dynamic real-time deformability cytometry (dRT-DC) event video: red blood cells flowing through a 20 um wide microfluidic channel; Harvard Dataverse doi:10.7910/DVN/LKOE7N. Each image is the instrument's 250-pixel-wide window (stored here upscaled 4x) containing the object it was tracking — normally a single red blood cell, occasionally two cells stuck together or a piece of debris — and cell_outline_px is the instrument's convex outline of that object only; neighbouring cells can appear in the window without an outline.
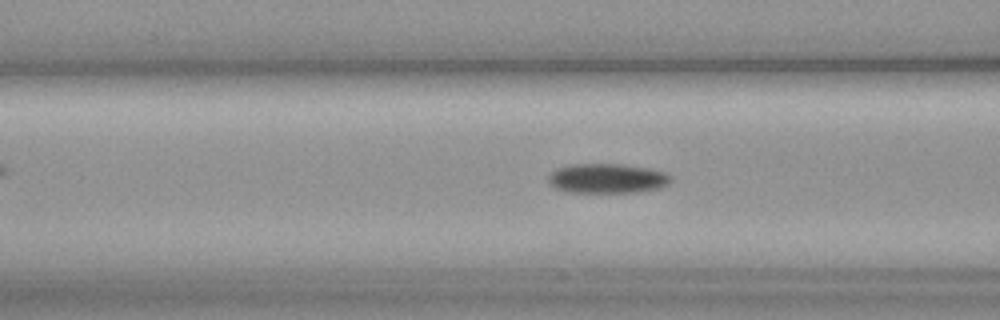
{"species": "common noctule bat (a hibernating species)", "species_latin": "Nyctalus noctula", "temperature_condition": "cold", "stored_images_in_passage": 40, "camera_frame_rate_fps": 3000, "um_per_image_px": 0.085, "animal": {"sex": "female", "body_mass_g": 19.3, "forearm_length_mm": 54.1}, "frame": {"image": 1, "passage_image": 17, "time_ms": 5.333, "image_size_px": [1000, 320], "cell_outline_px": [[668, 184], [660, 188], [636, 192], [564, 192], [548, 184], [548, 176], [556, 168], [572, 164], [620, 164], [648, 168], [664, 172], [668, 176]], "centroid_in_image_um": [51.54, 15.17], "position_along_channel_um": 115.1, "area_um2": 21.04}}
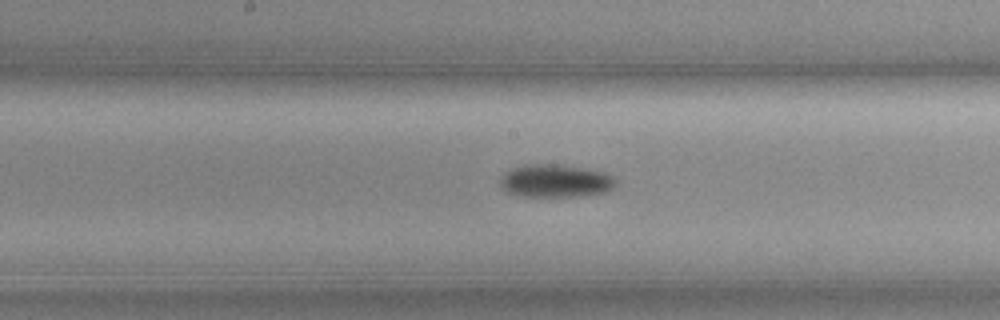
{"frame": {"image": 2, "passage_image": 24, "time_ms": 7.667, "image_size_px": [1000, 320], "cell_outline_px": [[616, 184], [612, 188], [604, 192], [580, 196], [524, 196], [508, 192], [500, 188], [500, 180], [512, 168], [528, 164], [552, 164], [580, 168], [604, 172], [612, 176], [616, 180]], "centroid_in_image_um": [47.21, 15.38], "position_along_channel_um": 201.0, "area_um2": 21.73}}
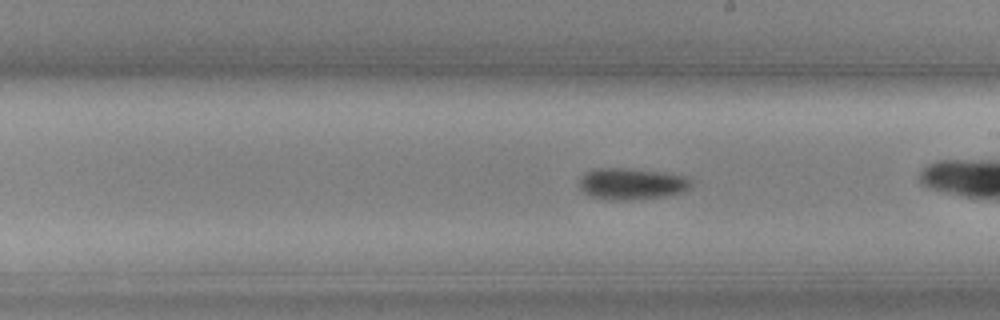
{"frame": {"image": 3, "passage_image": 27, "time_ms": 8.667, "image_size_px": [1000, 320], "cell_outline_px": [[692, 184], [688, 188], [680, 192], [664, 196], [632, 200], [600, 200], [584, 192], [580, 188], [580, 180], [588, 172], [596, 168], [624, 168], [656, 172], [684, 176]], "centroid_in_image_um": [53.63, 15.65], "position_along_channel_um": 235.4, "area_um2": 20.06}, "authors_computed_cell_mechanics": {"area_um2": 20.4612, "velocity_mm_per_s": 3.6691, "shape_relaxation_time_tau1_ms": 2.074, "shape_relaxation_time_tau2_ms": null, "deformation_change_tau1": 0.0663, "deformation_change_tau2": null}}